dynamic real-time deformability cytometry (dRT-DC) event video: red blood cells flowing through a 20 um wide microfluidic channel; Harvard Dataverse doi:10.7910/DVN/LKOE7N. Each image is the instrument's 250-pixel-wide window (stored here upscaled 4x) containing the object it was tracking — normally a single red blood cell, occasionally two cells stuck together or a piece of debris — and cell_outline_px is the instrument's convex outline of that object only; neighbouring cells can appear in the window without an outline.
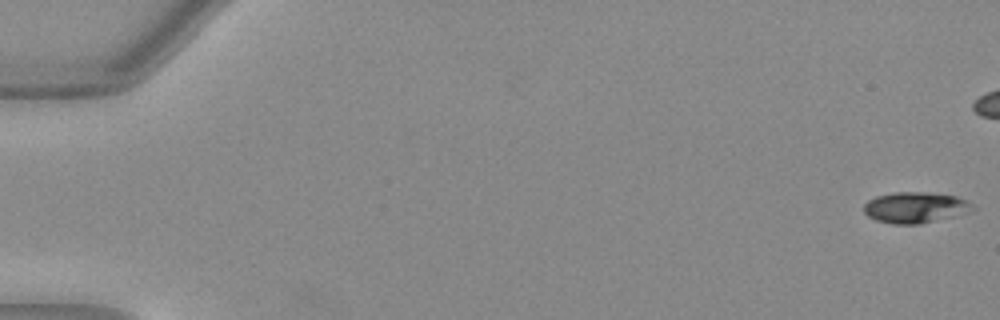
{"species": "Egyptian fruit bat (a non-hibernating species)", "species_latin": "Rousettus aegyptiacus", "temperature_condition": "warm", "stored_images_in_passage": 46, "camera_frame_rate_fps": 3000, "um_per_image_px": 0.085, "animal": {"sex": "female"}, "frame": {"image": 1, "passage_image": 1, "time_ms": 0.0, "image_size_px": [1000, 320], "cell_outline_px": [[976, 208], [952, 216], [920, 224], [892, 224], [876, 220], [868, 216], [864, 212], [864, 204], [868, 200], [876, 196], [896, 192], [924, 192], [956, 196], [972, 204]], "centroid_in_image_um": [77.74, 17.63], "position_along_channel_um": 7.3, "area_um2": 19.31}}
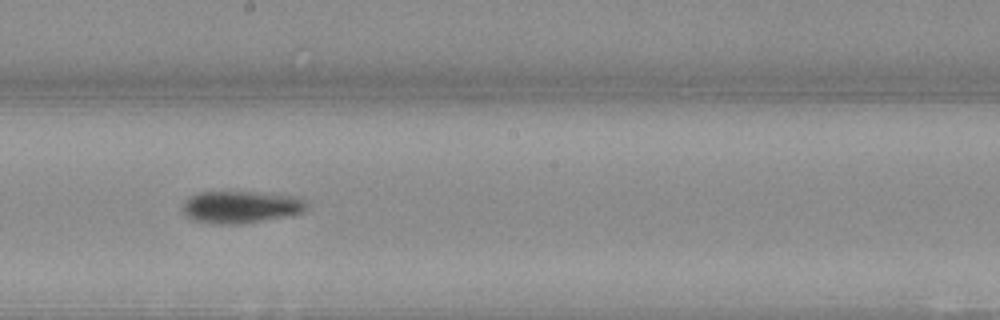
{"frame": {"image": 2, "passage_image": 30, "time_ms": 9.667, "image_size_px": [1000, 320], "cell_outline_px": [[308, 204], [304, 212], [236, 224], [192, 220], [184, 212], [184, 200], [188, 196], [196, 192], [264, 192], [296, 196], [304, 200]], "centroid_in_image_um": [20.47, 17.55], "position_along_channel_um": 227.7, "area_um2": 22.77}}
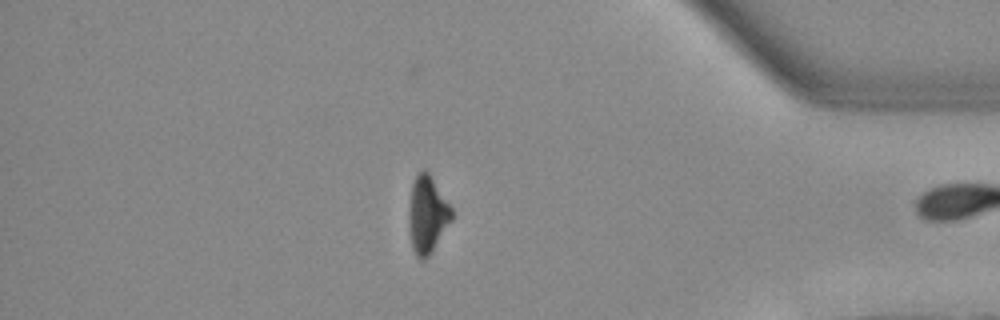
{"frame": {"image": 3, "passage_image": 45, "time_ms": 14.667, "image_size_px": [1000, 320], "cell_outline_px": [[452, 220], [428, 256], [420, 260], [416, 256], [412, 248], [408, 228], [408, 208], [412, 184], [416, 176], [424, 168], [428, 172], [452, 208]], "centroid_in_image_um": [36.29, 18.25], "position_along_channel_um": 398.9, "area_um2": 19.13}, "authors_computed_cell_mechanics": {"area_um2": 21.4727, "velocity_mm_per_s": 4.027, "shape_relaxation_time_tau1_ms": 3.1689, "shape_relaxation_time_tau2_ms": null, "deformation_change_tau1": 0.1731, "deformation_change_tau2": null}}